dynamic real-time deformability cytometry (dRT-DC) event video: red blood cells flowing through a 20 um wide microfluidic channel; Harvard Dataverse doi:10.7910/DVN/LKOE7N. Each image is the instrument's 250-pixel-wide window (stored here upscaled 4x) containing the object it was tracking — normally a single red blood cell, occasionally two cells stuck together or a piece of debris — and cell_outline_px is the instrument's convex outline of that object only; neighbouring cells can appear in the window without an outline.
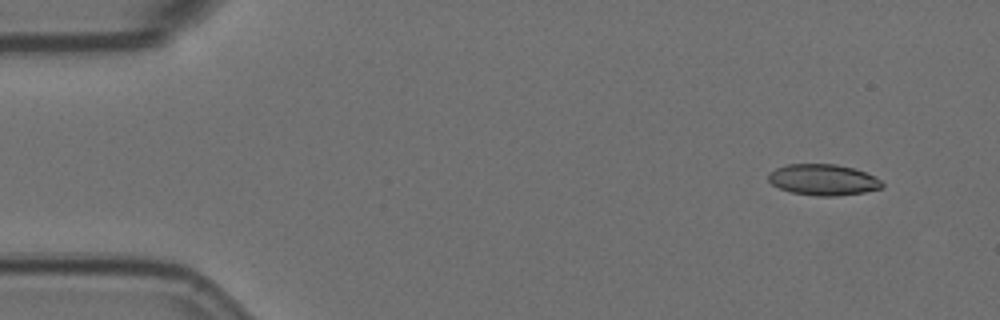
{"species": "Egyptian fruit bat (a non-hibernating species)", "species_latin": "Rousettus aegyptiacus", "temperature_condition": "room temperature", "stored_images_in_passage": 5, "camera_frame_rate_fps": 3000, "um_per_image_px": 0.085, "animal": {"sex": "female"}, "frame": {"image": 1, "passage_image": 2, "time_ms": 0.333, "image_size_px": [1000, 320], "cell_outline_px": [[884, 184], [880, 188], [864, 192], [836, 196], [816, 196], [792, 192], [780, 188], [772, 184], [768, 180], [768, 172], [776, 168], [788, 164], [836, 164], [852, 168], [864, 172], [880, 180]], "centroid_in_image_um": [69.93, 15.28], "position_along_channel_um": 15.1, "area_um2": 20.4}}
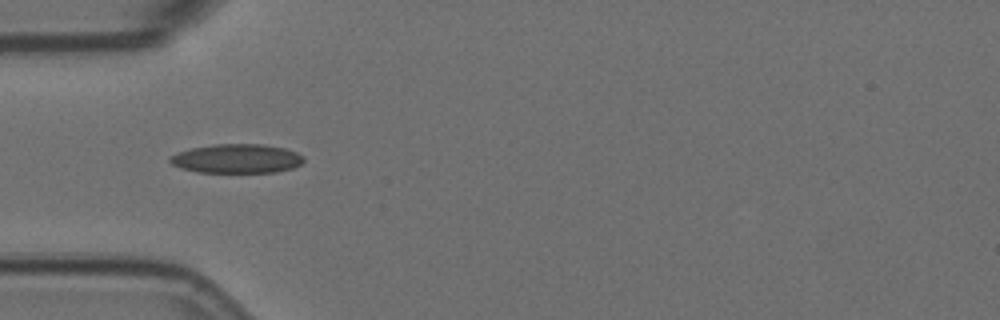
{"frame": {"image": 2, "passage_image": 5, "time_ms": 1.333, "image_size_px": [1000, 320], "cell_outline_px": [[304, 160], [300, 164], [292, 168], [276, 172], [196, 172], [180, 168], [172, 164], [168, 160], [168, 156], [176, 152], [192, 148], [216, 144], [264, 144], [284, 148], [296, 152], [304, 156]], "centroid_in_image_um": [20.09, 13.48], "position_along_channel_um": 64.9, "area_um2": 22.77}}